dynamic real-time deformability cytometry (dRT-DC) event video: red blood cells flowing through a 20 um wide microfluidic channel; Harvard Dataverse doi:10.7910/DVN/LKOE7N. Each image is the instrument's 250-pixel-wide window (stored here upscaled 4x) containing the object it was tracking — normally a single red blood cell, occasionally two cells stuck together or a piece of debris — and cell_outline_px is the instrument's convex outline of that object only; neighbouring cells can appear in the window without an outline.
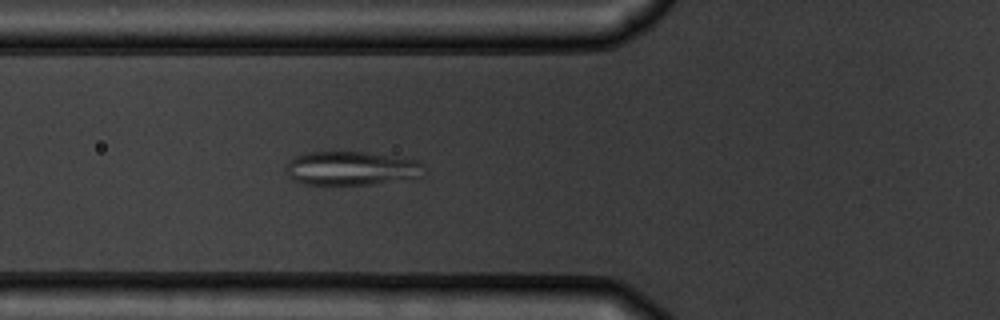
{"species": "common noctule bat (a hibernating species)", "species_latin": "Nyctalus noctula", "temperature_condition": "warm", "stored_images_in_passage": 2, "camera_frame_rate_fps": 3000, "um_per_image_px": 0.085, "animal": {"sex": "male", "body_mass_g": 19.5, "forearm_length_mm": 54.6}, "frame": {"image": 1, "passage_image": 2, "time_ms": 1.0, "image_size_px": [1000, 320], "cell_outline_px": [[428, 172], [424, 176], [372, 184], [304, 184], [288, 176], [284, 168], [296, 156], [308, 152], [364, 152], [416, 160], [424, 164]], "centroid_in_image_um": [29.92, 14.31], "position_along_channel_um": 95.9, "area_um2": 27.11}}